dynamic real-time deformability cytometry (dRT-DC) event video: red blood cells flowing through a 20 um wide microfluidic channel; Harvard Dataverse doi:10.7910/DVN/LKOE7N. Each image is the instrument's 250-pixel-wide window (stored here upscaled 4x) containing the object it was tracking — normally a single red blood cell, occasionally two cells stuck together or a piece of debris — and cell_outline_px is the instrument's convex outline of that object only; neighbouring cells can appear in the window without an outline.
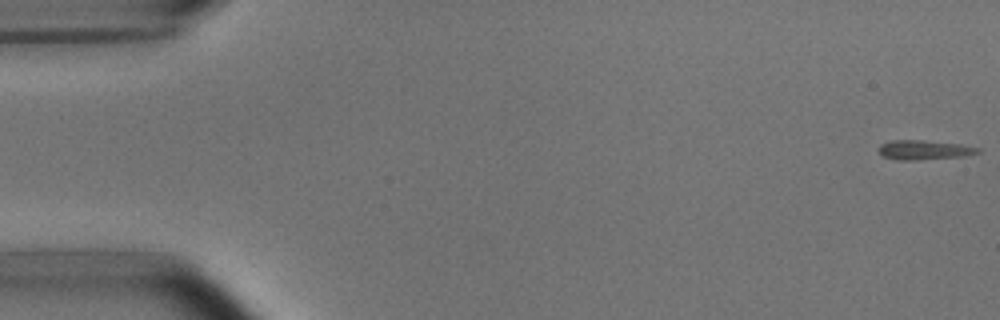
{"species": "common noctule bat (a hibernating species)", "species_latin": "Nyctalus noctula", "temperature_condition": "room temperature", "stored_images_in_passage": 4, "camera_frame_rate_fps": 3000, "um_per_image_px": 0.085, "animal": {"sex": "male", "body_mass_g": 15.6}, "frame": {"image": 1, "passage_image": 1, "time_ms": 0.0, "image_size_px": [1000, 320], "cell_outline_px": [[980, 152], [964, 156], [916, 160], [896, 160], [884, 156], [880, 152], [880, 144], [892, 140], [920, 140], [960, 144], [980, 148]], "centroid_in_image_um": [78.56, 12.74], "position_along_channel_um": 6.4, "area_um2": 11.1}}
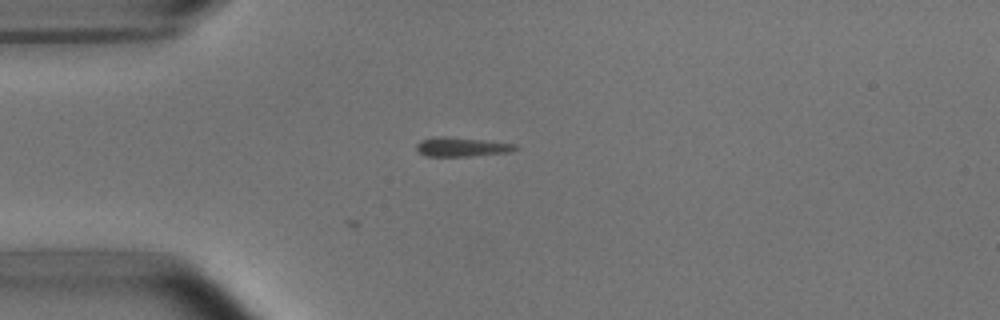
{"frame": {"image": 2, "passage_image": 4, "time_ms": 4.333, "image_size_px": [1000, 320], "cell_outline_px": [[520, 148], [512, 152], [468, 156], [428, 156], [420, 152], [416, 148], [416, 144], [420, 140], [440, 136], [484, 140], [516, 144]], "centroid_in_image_um": [39.29, 12.49], "position_along_channel_um": 45.7, "area_um2": 10.98}}